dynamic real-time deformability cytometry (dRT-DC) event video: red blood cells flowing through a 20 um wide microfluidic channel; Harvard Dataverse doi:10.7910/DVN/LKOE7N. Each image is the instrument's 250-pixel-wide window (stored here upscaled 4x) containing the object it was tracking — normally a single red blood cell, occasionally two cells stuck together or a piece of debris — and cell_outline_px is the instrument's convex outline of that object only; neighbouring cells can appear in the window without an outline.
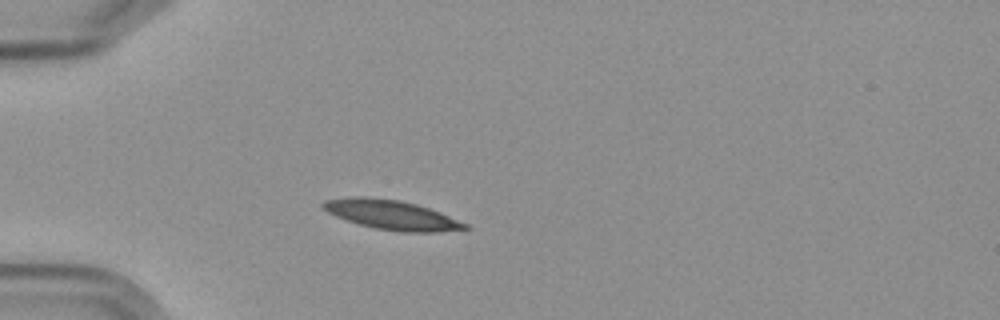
{"species": "Egyptian fruit bat (a non-hibernating species)", "species_latin": "Rousettus aegyptiacus", "temperature_condition": "cold", "stored_images_in_passage": 3, "camera_frame_rate_fps": 3000, "um_per_image_px": 0.085, "frame": {"image": 1, "passage_image": 3, "time_ms": 3.0, "image_size_px": [1000, 320], "cell_outline_px": [[472, 228], [440, 232], [404, 232], [376, 228], [360, 224], [336, 216], [328, 212], [320, 204], [324, 200], [356, 196], [364, 196], [400, 200], [416, 204], [440, 212], [468, 224]], "centroid_in_image_um": [33.32, 18.26], "position_along_channel_um": 51.7, "area_um2": 24.22}}